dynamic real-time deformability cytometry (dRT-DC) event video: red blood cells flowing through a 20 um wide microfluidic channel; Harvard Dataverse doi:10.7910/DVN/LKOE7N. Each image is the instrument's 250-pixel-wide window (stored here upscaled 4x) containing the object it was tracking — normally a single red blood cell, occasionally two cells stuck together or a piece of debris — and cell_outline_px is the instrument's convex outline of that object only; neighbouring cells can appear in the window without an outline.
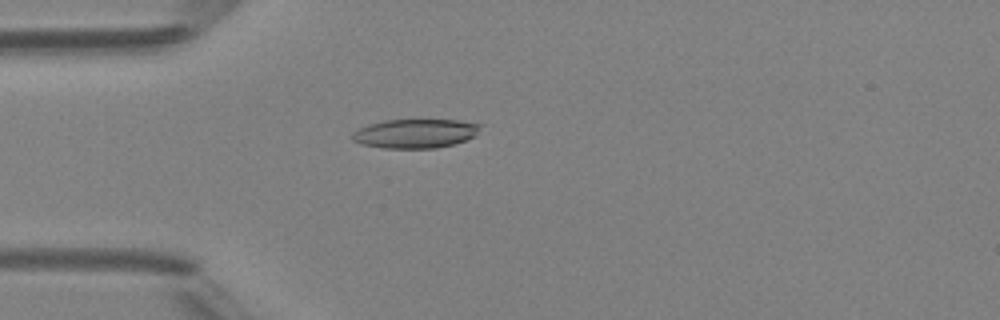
{"species": "Egyptian fruit bat (a non-hibernating species)", "species_latin": "Rousettus aegyptiacus", "temperature_condition": "room temperature", "stored_images_in_passage": 1, "camera_frame_rate_fps": 3000, "um_per_image_px": 0.085, "animal": {"sex": "female"}, "frame": {"image": 1, "passage_image": 1, "time_ms": 0.0, "image_size_px": [1000, 320], "cell_outline_px": [[480, 124], [476, 136], [452, 144], [436, 148], [384, 148], [360, 144], [352, 140], [352, 132], [368, 124], [384, 120], [456, 120]], "centroid_in_image_um": [35.25, 11.35], "position_along_channel_um": 49.7, "area_um2": 21.56}}